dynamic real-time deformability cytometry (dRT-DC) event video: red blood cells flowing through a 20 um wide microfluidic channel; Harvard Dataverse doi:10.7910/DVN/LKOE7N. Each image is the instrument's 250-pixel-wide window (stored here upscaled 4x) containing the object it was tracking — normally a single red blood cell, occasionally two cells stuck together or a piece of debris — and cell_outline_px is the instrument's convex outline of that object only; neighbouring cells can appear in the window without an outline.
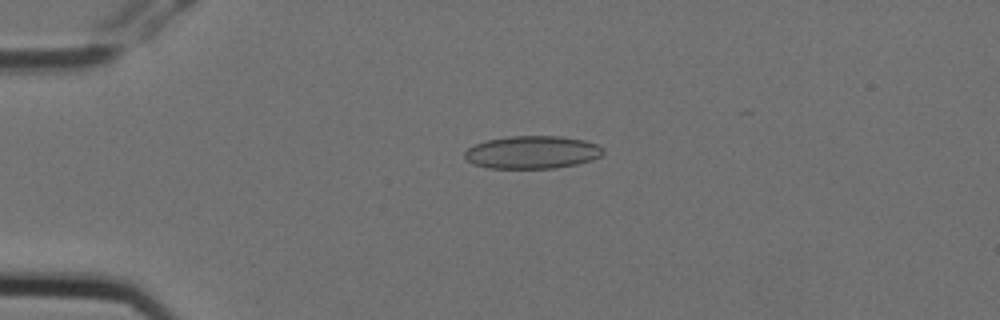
{"species": "Egyptian fruit bat (a non-hibernating species)", "species_latin": "Rousettus aegyptiacus", "temperature_condition": "cold", "stored_images_in_passage": 3, "camera_frame_rate_fps": 3000, "um_per_image_px": 0.085, "animal": {"sex": "female"}, "frame": {"image": 1, "passage_image": 3, "time_ms": 0.667, "image_size_px": [1000, 320], "cell_outline_px": [[604, 152], [600, 156], [592, 160], [576, 164], [556, 168], [488, 168], [472, 164], [464, 156], [464, 152], [468, 148], [484, 140], [508, 136], [560, 136], [584, 140], [596, 144], [604, 148]], "centroid_in_image_um": [45.23, 12.94], "position_along_channel_um": 39.8, "area_um2": 26.59}}